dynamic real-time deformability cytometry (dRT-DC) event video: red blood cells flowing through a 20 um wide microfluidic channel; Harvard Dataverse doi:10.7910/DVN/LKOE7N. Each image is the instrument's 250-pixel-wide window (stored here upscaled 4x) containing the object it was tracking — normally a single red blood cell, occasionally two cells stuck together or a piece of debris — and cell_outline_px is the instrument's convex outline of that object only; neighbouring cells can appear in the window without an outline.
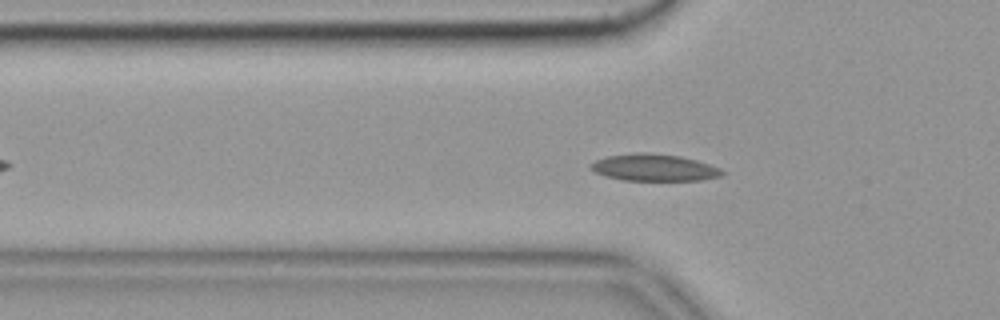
{"species": "common noctule bat (a hibernating species)", "species_latin": "Nyctalus noctula", "temperature_condition": "cold", "stored_images_in_passage": 56, "camera_frame_rate_fps": 3000, "um_per_image_px": 0.085, "animal": {"sex": "female", "body_mass_g": 19.9}, "frame": {"image": 1, "passage_image": 17, "time_ms": 5.333, "image_size_px": [1000, 320], "cell_outline_px": [[724, 172], [720, 176], [700, 180], [624, 180], [604, 176], [588, 168], [588, 164], [596, 160], [608, 156], [636, 152], [648, 152], [680, 156], [696, 160], [720, 168]], "centroid_in_image_um": [55.55, 14.23], "position_along_channel_um": 70.3, "area_um2": 20.58}, "authors_computed_cell_mechanics": {"area_um2": 19.1896, "velocity_mm_per_s": 3.501, "shape_relaxation_time_tau1_ms": null, "shape_relaxation_time_tau2_ms": 4.5502, "deformation_change_tau1": null, "deformation_change_tau2": 0.0707}}